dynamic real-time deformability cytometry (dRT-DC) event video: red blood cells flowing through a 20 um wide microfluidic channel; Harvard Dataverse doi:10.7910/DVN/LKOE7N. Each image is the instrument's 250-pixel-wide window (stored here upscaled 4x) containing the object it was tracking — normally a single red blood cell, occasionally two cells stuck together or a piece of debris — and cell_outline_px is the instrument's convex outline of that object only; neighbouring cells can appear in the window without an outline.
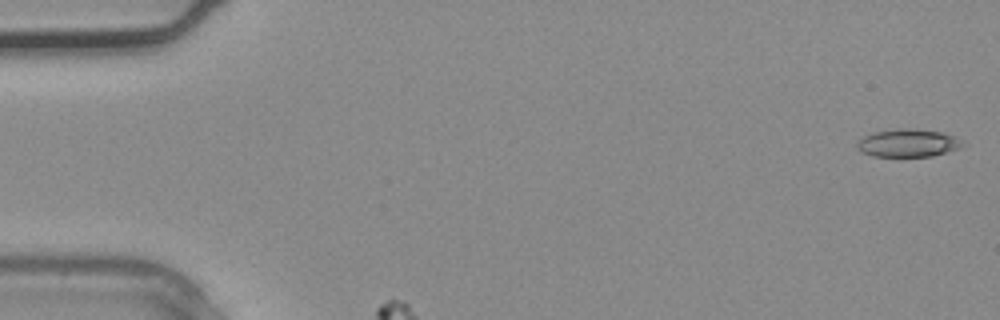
{"species": "common noctule bat (a hibernating species)", "species_latin": "Nyctalus noctula", "temperature_condition": "warm", "stored_images_in_passage": 3, "segment_of_instrument_passage": [2, 2], "camera_frame_rate_fps": 3000, "um_per_image_px": 0.085, "animal": {"sex": "male", "body_mass_g": 20.4}, "frame": {"image": 1, "passage_image": 3, "time_ms": 0.667, "image_size_px": [1000, 320], "cell_outline_px": [[968, 144], [960, 148], [932, 156], [872, 156], [860, 152], [856, 148], [856, 144], [864, 136], [876, 132], [900, 128], [912, 128], [944, 132]], "centroid_in_image_um": [77.19, 12.16], "position_along_channel_um": 7.8, "area_um2": 17.17}}